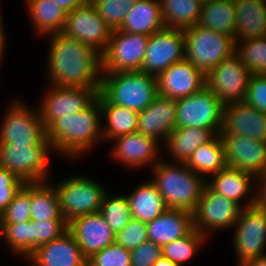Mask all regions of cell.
<instances>
[{
	"label": "cell",
	"instance_id": "obj_50",
	"mask_svg": "<svg viewBox=\"0 0 266 266\" xmlns=\"http://www.w3.org/2000/svg\"><path fill=\"white\" fill-rule=\"evenodd\" d=\"M7 32L5 30V25H3L1 28H0V70H1V66L4 61V58H6V54L5 52H7L5 49H7V44H8V40H7Z\"/></svg>",
	"mask_w": 266,
	"mask_h": 266
},
{
	"label": "cell",
	"instance_id": "obj_22",
	"mask_svg": "<svg viewBox=\"0 0 266 266\" xmlns=\"http://www.w3.org/2000/svg\"><path fill=\"white\" fill-rule=\"evenodd\" d=\"M206 184L243 208L256 203L257 178L251 173L226 167L210 176Z\"/></svg>",
	"mask_w": 266,
	"mask_h": 266
},
{
	"label": "cell",
	"instance_id": "obj_53",
	"mask_svg": "<svg viewBox=\"0 0 266 266\" xmlns=\"http://www.w3.org/2000/svg\"><path fill=\"white\" fill-rule=\"evenodd\" d=\"M2 3H3L2 0H0L1 5H2ZM1 5H0V7H1ZM1 11H2V8H0V28L5 24L3 21L4 16H2L3 14L1 13Z\"/></svg>",
	"mask_w": 266,
	"mask_h": 266
},
{
	"label": "cell",
	"instance_id": "obj_48",
	"mask_svg": "<svg viewBox=\"0 0 266 266\" xmlns=\"http://www.w3.org/2000/svg\"><path fill=\"white\" fill-rule=\"evenodd\" d=\"M256 203L266 210V172L257 177Z\"/></svg>",
	"mask_w": 266,
	"mask_h": 266
},
{
	"label": "cell",
	"instance_id": "obj_21",
	"mask_svg": "<svg viewBox=\"0 0 266 266\" xmlns=\"http://www.w3.org/2000/svg\"><path fill=\"white\" fill-rule=\"evenodd\" d=\"M219 135H242L266 142V113L244 102L225 104Z\"/></svg>",
	"mask_w": 266,
	"mask_h": 266
},
{
	"label": "cell",
	"instance_id": "obj_42",
	"mask_svg": "<svg viewBox=\"0 0 266 266\" xmlns=\"http://www.w3.org/2000/svg\"><path fill=\"white\" fill-rule=\"evenodd\" d=\"M68 231L66 220H32L33 252L38 247L48 244Z\"/></svg>",
	"mask_w": 266,
	"mask_h": 266
},
{
	"label": "cell",
	"instance_id": "obj_11",
	"mask_svg": "<svg viewBox=\"0 0 266 266\" xmlns=\"http://www.w3.org/2000/svg\"><path fill=\"white\" fill-rule=\"evenodd\" d=\"M109 152L110 161L124 170H151L163 158V145L155 138L134 132L112 139ZM148 167V169H147Z\"/></svg>",
	"mask_w": 266,
	"mask_h": 266
},
{
	"label": "cell",
	"instance_id": "obj_46",
	"mask_svg": "<svg viewBox=\"0 0 266 266\" xmlns=\"http://www.w3.org/2000/svg\"><path fill=\"white\" fill-rule=\"evenodd\" d=\"M24 185L21 179L0 167V216Z\"/></svg>",
	"mask_w": 266,
	"mask_h": 266
},
{
	"label": "cell",
	"instance_id": "obj_54",
	"mask_svg": "<svg viewBox=\"0 0 266 266\" xmlns=\"http://www.w3.org/2000/svg\"><path fill=\"white\" fill-rule=\"evenodd\" d=\"M212 1H214V0H200V2H201L202 4H205V3H208V2H212Z\"/></svg>",
	"mask_w": 266,
	"mask_h": 266
},
{
	"label": "cell",
	"instance_id": "obj_49",
	"mask_svg": "<svg viewBox=\"0 0 266 266\" xmlns=\"http://www.w3.org/2000/svg\"><path fill=\"white\" fill-rule=\"evenodd\" d=\"M65 12H71L86 3V0H55Z\"/></svg>",
	"mask_w": 266,
	"mask_h": 266
},
{
	"label": "cell",
	"instance_id": "obj_28",
	"mask_svg": "<svg viewBox=\"0 0 266 266\" xmlns=\"http://www.w3.org/2000/svg\"><path fill=\"white\" fill-rule=\"evenodd\" d=\"M236 11L234 40L266 36V0H234Z\"/></svg>",
	"mask_w": 266,
	"mask_h": 266
},
{
	"label": "cell",
	"instance_id": "obj_41",
	"mask_svg": "<svg viewBox=\"0 0 266 266\" xmlns=\"http://www.w3.org/2000/svg\"><path fill=\"white\" fill-rule=\"evenodd\" d=\"M30 183L25 184L15 195L0 216V223L31 221Z\"/></svg>",
	"mask_w": 266,
	"mask_h": 266
},
{
	"label": "cell",
	"instance_id": "obj_30",
	"mask_svg": "<svg viewBox=\"0 0 266 266\" xmlns=\"http://www.w3.org/2000/svg\"><path fill=\"white\" fill-rule=\"evenodd\" d=\"M99 102L104 145L118 136L137 132L138 112L109 103L100 93Z\"/></svg>",
	"mask_w": 266,
	"mask_h": 266
},
{
	"label": "cell",
	"instance_id": "obj_33",
	"mask_svg": "<svg viewBox=\"0 0 266 266\" xmlns=\"http://www.w3.org/2000/svg\"><path fill=\"white\" fill-rule=\"evenodd\" d=\"M235 22V1L214 0L202 5L197 25L234 37Z\"/></svg>",
	"mask_w": 266,
	"mask_h": 266
},
{
	"label": "cell",
	"instance_id": "obj_10",
	"mask_svg": "<svg viewBox=\"0 0 266 266\" xmlns=\"http://www.w3.org/2000/svg\"><path fill=\"white\" fill-rule=\"evenodd\" d=\"M242 209L240 204L213 191L206 184L192 213L194 229L211 241L215 233L232 230Z\"/></svg>",
	"mask_w": 266,
	"mask_h": 266
},
{
	"label": "cell",
	"instance_id": "obj_19",
	"mask_svg": "<svg viewBox=\"0 0 266 266\" xmlns=\"http://www.w3.org/2000/svg\"><path fill=\"white\" fill-rule=\"evenodd\" d=\"M158 95L178 100L201 91L206 75L185 59L169 66L157 77Z\"/></svg>",
	"mask_w": 266,
	"mask_h": 266
},
{
	"label": "cell",
	"instance_id": "obj_55",
	"mask_svg": "<svg viewBox=\"0 0 266 266\" xmlns=\"http://www.w3.org/2000/svg\"><path fill=\"white\" fill-rule=\"evenodd\" d=\"M86 1L92 3L94 0H86Z\"/></svg>",
	"mask_w": 266,
	"mask_h": 266
},
{
	"label": "cell",
	"instance_id": "obj_51",
	"mask_svg": "<svg viewBox=\"0 0 266 266\" xmlns=\"http://www.w3.org/2000/svg\"><path fill=\"white\" fill-rule=\"evenodd\" d=\"M237 266H266V255L260 258L246 260Z\"/></svg>",
	"mask_w": 266,
	"mask_h": 266
},
{
	"label": "cell",
	"instance_id": "obj_2",
	"mask_svg": "<svg viewBox=\"0 0 266 266\" xmlns=\"http://www.w3.org/2000/svg\"><path fill=\"white\" fill-rule=\"evenodd\" d=\"M46 135L56 156L66 162L73 161L75 165L78 159L87 158L104 144L99 94L86 109L56 119L46 129Z\"/></svg>",
	"mask_w": 266,
	"mask_h": 266
},
{
	"label": "cell",
	"instance_id": "obj_40",
	"mask_svg": "<svg viewBox=\"0 0 266 266\" xmlns=\"http://www.w3.org/2000/svg\"><path fill=\"white\" fill-rule=\"evenodd\" d=\"M136 0H94L97 13L112 30L120 29Z\"/></svg>",
	"mask_w": 266,
	"mask_h": 266
},
{
	"label": "cell",
	"instance_id": "obj_8",
	"mask_svg": "<svg viewBox=\"0 0 266 266\" xmlns=\"http://www.w3.org/2000/svg\"><path fill=\"white\" fill-rule=\"evenodd\" d=\"M185 38L184 59L205 75L224 59L235 53L234 37L195 25L183 29Z\"/></svg>",
	"mask_w": 266,
	"mask_h": 266
},
{
	"label": "cell",
	"instance_id": "obj_27",
	"mask_svg": "<svg viewBox=\"0 0 266 266\" xmlns=\"http://www.w3.org/2000/svg\"><path fill=\"white\" fill-rule=\"evenodd\" d=\"M146 224L149 241L161 247L188 235L194 229L193 214L176 209H167L163 214Z\"/></svg>",
	"mask_w": 266,
	"mask_h": 266
},
{
	"label": "cell",
	"instance_id": "obj_34",
	"mask_svg": "<svg viewBox=\"0 0 266 266\" xmlns=\"http://www.w3.org/2000/svg\"><path fill=\"white\" fill-rule=\"evenodd\" d=\"M31 220H65L60 212L59 197L49 182L30 183Z\"/></svg>",
	"mask_w": 266,
	"mask_h": 266
},
{
	"label": "cell",
	"instance_id": "obj_26",
	"mask_svg": "<svg viewBox=\"0 0 266 266\" xmlns=\"http://www.w3.org/2000/svg\"><path fill=\"white\" fill-rule=\"evenodd\" d=\"M25 13L34 36L42 37L61 33L67 12H65L55 0H23Z\"/></svg>",
	"mask_w": 266,
	"mask_h": 266
},
{
	"label": "cell",
	"instance_id": "obj_43",
	"mask_svg": "<svg viewBox=\"0 0 266 266\" xmlns=\"http://www.w3.org/2000/svg\"><path fill=\"white\" fill-rule=\"evenodd\" d=\"M131 251L116 242L94 253L87 259V266H131Z\"/></svg>",
	"mask_w": 266,
	"mask_h": 266
},
{
	"label": "cell",
	"instance_id": "obj_45",
	"mask_svg": "<svg viewBox=\"0 0 266 266\" xmlns=\"http://www.w3.org/2000/svg\"><path fill=\"white\" fill-rule=\"evenodd\" d=\"M243 102L266 113V74H252Z\"/></svg>",
	"mask_w": 266,
	"mask_h": 266
},
{
	"label": "cell",
	"instance_id": "obj_29",
	"mask_svg": "<svg viewBox=\"0 0 266 266\" xmlns=\"http://www.w3.org/2000/svg\"><path fill=\"white\" fill-rule=\"evenodd\" d=\"M126 193L133 219L150 222L163 214L168 208L156 185L146 179ZM130 192V193H129ZM129 193V194H128Z\"/></svg>",
	"mask_w": 266,
	"mask_h": 266
},
{
	"label": "cell",
	"instance_id": "obj_20",
	"mask_svg": "<svg viewBox=\"0 0 266 266\" xmlns=\"http://www.w3.org/2000/svg\"><path fill=\"white\" fill-rule=\"evenodd\" d=\"M73 235L86 259L115 243V233L99 212L82 215L68 222Z\"/></svg>",
	"mask_w": 266,
	"mask_h": 266
},
{
	"label": "cell",
	"instance_id": "obj_9",
	"mask_svg": "<svg viewBox=\"0 0 266 266\" xmlns=\"http://www.w3.org/2000/svg\"><path fill=\"white\" fill-rule=\"evenodd\" d=\"M232 231L234 266L266 255V210L263 207L255 203L243 208Z\"/></svg>",
	"mask_w": 266,
	"mask_h": 266
},
{
	"label": "cell",
	"instance_id": "obj_18",
	"mask_svg": "<svg viewBox=\"0 0 266 266\" xmlns=\"http://www.w3.org/2000/svg\"><path fill=\"white\" fill-rule=\"evenodd\" d=\"M226 166L253 174L256 178L266 172V142L242 135H220Z\"/></svg>",
	"mask_w": 266,
	"mask_h": 266
},
{
	"label": "cell",
	"instance_id": "obj_13",
	"mask_svg": "<svg viewBox=\"0 0 266 266\" xmlns=\"http://www.w3.org/2000/svg\"><path fill=\"white\" fill-rule=\"evenodd\" d=\"M41 93L38 107L42 123L47 129L56 119L63 115L77 113L86 109L99 92L94 88L62 87L46 85Z\"/></svg>",
	"mask_w": 266,
	"mask_h": 266
},
{
	"label": "cell",
	"instance_id": "obj_3",
	"mask_svg": "<svg viewBox=\"0 0 266 266\" xmlns=\"http://www.w3.org/2000/svg\"><path fill=\"white\" fill-rule=\"evenodd\" d=\"M168 209L193 213L206 186V179L185 163L163 158L148 172Z\"/></svg>",
	"mask_w": 266,
	"mask_h": 266
},
{
	"label": "cell",
	"instance_id": "obj_37",
	"mask_svg": "<svg viewBox=\"0 0 266 266\" xmlns=\"http://www.w3.org/2000/svg\"><path fill=\"white\" fill-rule=\"evenodd\" d=\"M209 241L206 236L193 229L188 235L163 245L161 247L162 257L179 266H185L198 257L199 253H202V249L209 245Z\"/></svg>",
	"mask_w": 266,
	"mask_h": 266
},
{
	"label": "cell",
	"instance_id": "obj_5",
	"mask_svg": "<svg viewBox=\"0 0 266 266\" xmlns=\"http://www.w3.org/2000/svg\"><path fill=\"white\" fill-rule=\"evenodd\" d=\"M49 182L57 191L60 212L67 222L82 215L99 212L105 193L109 190V185L77 172L65 175L57 182L52 176Z\"/></svg>",
	"mask_w": 266,
	"mask_h": 266
},
{
	"label": "cell",
	"instance_id": "obj_44",
	"mask_svg": "<svg viewBox=\"0 0 266 266\" xmlns=\"http://www.w3.org/2000/svg\"><path fill=\"white\" fill-rule=\"evenodd\" d=\"M148 240L147 224L133 218L115 235V242L129 251Z\"/></svg>",
	"mask_w": 266,
	"mask_h": 266
},
{
	"label": "cell",
	"instance_id": "obj_14",
	"mask_svg": "<svg viewBox=\"0 0 266 266\" xmlns=\"http://www.w3.org/2000/svg\"><path fill=\"white\" fill-rule=\"evenodd\" d=\"M176 104V128H222L224 104L207 86L197 93L176 100Z\"/></svg>",
	"mask_w": 266,
	"mask_h": 266
},
{
	"label": "cell",
	"instance_id": "obj_12",
	"mask_svg": "<svg viewBox=\"0 0 266 266\" xmlns=\"http://www.w3.org/2000/svg\"><path fill=\"white\" fill-rule=\"evenodd\" d=\"M149 36L113 30L108 46L101 54L102 73L140 71Z\"/></svg>",
	"mask_w": 266,
	"mask_h": 266
},
{
	"label": "cell",
	"instance_id": "obj_47",
	"mask_svg": "<svg viewBox=\"0 0 266 266\" xmlns=\"http://www.w3.org/2000/svg\"><path fill=\"white\" fill-rule=\"evenodd\" d=\"M161 256V246L148 240L131 251V266H153Z\"/></svg>",
	"mask_w": 266,
	"mask_h": 266
},
{
	"label": "cell",
	"instance_id": "obj_17",
	"mask_svg": "<svg viewBox=\"0 0 266 266\" xmlns=\"http://www.w3.org/2000/svg\"><path fill=\"white\" fill-rule=\"evenodd\" d=\"M183 29L164 27L149 36L140 71L158 76L172 64L184 59Z\"/></svg>",
	"mask_w": 266,
	"mask_h": 266
},
{
	"label": "cell",
	"instance_id": "obj_15",
	"mask_svg": "<svg viewBox=\"0 0 266 266\" xmlns=\"http://www.w3.org/2000/svg\"><path fill=\"white\" fill-rule=\"evenodd\" d=\"M251 75V71L234 53L206 74V86L224 105L243 102Z\"/></svg>",
	"mask_w": 266,
	"mask_h": 266
},
{
	"label": "cell",
	"instance_id": "obj_36",
	"mask_svg": "<svg viewBox=\"0 0 266 266\" xmlns=\"http://www.w3.org/2000/svg\"><path fill=\"white\" fill-rule=\"evenodd\" d=\"M0 241L13 257L25 261L33 253L32 220L0 223Z\"/></svg>",
	"mask_w": 266,
	"mask_h": 266
},
{
	"label": "cell",
	"instance_id": "obj_31",
	"mask_svg": "<svg viewBox=\"0 0 266 266\" xmlns=\"http://www.w3.org/2000/svg\"><path fill=\"white\" fill-rule=\"evenodd\" d=\"M164 27L160 0H136L119 30L151 35Z\"/></svg>",
	"mask_w": 266,
	"mask_h": 266
},
{
	"label": "cell",
	"instance_id": "obj_24",
	"mask_svg": "<svg viewBox=\"0 0 266 266\" xmlns=\"http://www.w3.org/2000/svg\"><path fill=\"white\" fill-rule=\"evenodd\" d=\"M176 100L158 95L138 113L137 132L155 138L162 145L176 128Z\"/></svg>",
	"mask_w": 266,
	"mask_h": 266
},
{
	"label": "cell",
	"instance_id": "obj_52",
	"mask_svg": "<svg viewBox=\"0 0 266 266\" xmlns=\"http://www.w3.org/2000/svg\"><path fill=\"white\" fill-rule=\"evenodd\" d=\"M153 266H179L177 264H175L174 262H172L171 260L164 258V257H160L154 264Z\"/></svg>",
	"mask_w": 266,
	"mask_h": 266
},
{
	"label": "cell",
	"instance_id": "obj_39",
	"mask_svg": "<svg viewBox=\"0 0 266 266\" xmlns=\"http://www.w3.org/2000/svg\"><path fill=\"white\" fill-rule=\"evenodd\" d=\"M235 53L252 74H266V36L235 41Z\"/></svg>",
	"mask_w": 266,
	"mask_h": 266
},
{
	"label": "cell",
	"instance_id": "obj_23",
	"mask_svg": "<svg viewBox=\"0 0 266 266\" xmlns=\"http://www.w3.org/2000/svg\"><path fill=\"white\" fill-rule=\"evenodd\" d=\"M24 262L29 266H87L86 257L69 231L35 249Z\"/></svg>",
	"mask_w": 266,
	"mask_h": 266
},
{
	"label": "cell",
	"instance_id": "obj_25",
	"mask_svg": "<svg viewBox=\"0 0 266 266\" xmlns=\"http://www.w3.org/2000/svg\"><path fill=\"white\" fill-rule=\"evenodd\" d=\"M220 132L221 129L175 128L163 144V159L185 163L199 146L211 141Z\"/></svg>",
	"mask_w": 266,
	"mask_h": 266
},
{
	"label": "cell",
	"instance_id": "obj_6",
	"mask_svg": "<svg viewBox=\"0 0 266 266\" xmlns=\"http://www.w3.org/2000/svg\"><path fill=\"white\" fill-rule=\"evenodd\" d=\"M56 156L47 144H0V167L27 183H41L51 179V167Z\"/></svg>",
	"mask_w": 266,
	"mask_h": 266
},
{
	"label": "cell",
	"instance_id": "obj_38",
	"mask_svg": "<svg viewBox=\"0 0 266 266\" xmlns=\"http://www.w3.org/2000/svg\"><path fill=\"white\" fill-rule=\"evenodd\" d=\"M112 190L109 188L105 193L99 213L117 234L132 219V215L126 193L122 194L121 192V194L115 195L114 192H111Z\"/></svg>",
	"mask_w": 266,
	"mask_h": 266
},
{
	"label": "cell",
	"instance_id": "obj_4",
	"mask_svg": "<svg viewBox=\"0 0 266 266\" xmlns=\"http://www.w3.org/2000/svg\"><path fill=\"white\" fill-rule=\"evenodd\" d=\"M99 93L109 103L139 113L158 96L157 79L142 71L102 73Z\"/></svg>",
	"mask_w": 266,
	"mask_h": 266
},
{
	"label": "cell",
	"instance_id": "obj_35",
	"mask_svg": "<svg viewBox=\"0 0 266 266\" xmlns=\"http://www.w3.org/2000/svg\"><path fill=\"white\" fill-rule=\"evenodd\" d=\"M202 5L200 0H160L165 27L186 29L197 25Z\"/></svg>",
	"mask_w": 266,
	"mask_h": 266
},
{
	"label": "cell",
	"instance_id": "obj_32",
	"mask_svg": "<svg viewBox=\"0 0 266 266\" xmlns=\"http://www.w3.org/2000/svg\"><path fill=\"white\" fill-rule=\"evenodd\" d=\"M185 164L206 180L225 169L224 145L220 135L217 134L211 141L199 146Z\"/></svg>",
	"mask_w": 266,
	"mask_h": 266
},
{
	"label": "cell",
	"instance_id": "obj_1",
	"mask_svg": "<svg viewBox=\"0 0 266 266\" xmlns=\"http://www.w3.org/2000/svg\"><path fill=\"white\" fill-rule=\"evenodd\" d=\"M46 40L45 85L100 91L102 70L98 51L62 33L48 35Z\"/></svg>",
	"mask_w": 266,
	"mask_h": 266
},
{
	"label": "cell",
	"instance_id": "obj_16",
	"mask_svg": "<svg viewBox=\"0 0 266 266\" xmlns=\"http://www.w3.org/2000/svg\"><path fill=\"white\" fill-rule=\"evenodd\" d=\"M112 31L97 13L93 4L86 2L67 13L61 33L66 37L93 47L102 54L108 46Z\"/></svg>",
	"mask_w": 266,
	"mask_h": 266
},
{
	"label": "cell",
	"instance_id": "obj_7",
	"mask_svg": "<svg viewBox=\"0 0 266 266\" xmlns=\"http://www.w3.org/2000/svg\"><path fill=\"white\" fill-rule=\"evenodd\" d=\"M10 101L0 118V144H47L38 107L17 95Z\"/></svg>",
	"mask_w": 266,
	"mask_h": 266
}]
</instances>
